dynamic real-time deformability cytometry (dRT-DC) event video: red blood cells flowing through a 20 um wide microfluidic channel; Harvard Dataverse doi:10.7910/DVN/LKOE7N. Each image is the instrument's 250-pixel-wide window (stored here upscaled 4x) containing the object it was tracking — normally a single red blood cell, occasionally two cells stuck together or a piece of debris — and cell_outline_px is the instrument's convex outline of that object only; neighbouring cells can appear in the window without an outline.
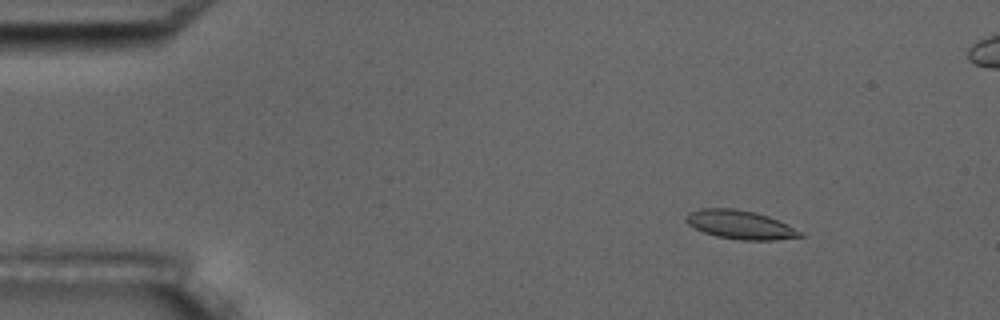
{"species": "common noctule bat (a hibernating species)", "species_latin": "Nyctalus noctula", "temperature_condition": "room temperature", "stored_images_in_passage": 5, "camera_frame_rate_fps": 3000, "um_per_image_px": 0.085, "animal": {"sex": "male", "body_mass_g": 17.5, "forearm_length_mm": 52.3}, "frame": {"image": 1, "passage_image": 2, "time_ms": 1.333, "image_size_px": [1000, 320], "cell_outline_px": [[804, 236], [776, 240], [740, 240], [716, 236], [704, 232], [688, 224], [684, 220], [684, 216], [688, 212], [700, 208], [732, 208], [752, 212], [768, 216], [804, 232]], "centroid_in_image_um": [62.89, 19.1], "position_along_channel_um": 22.1, "area_um2": 19.07}}